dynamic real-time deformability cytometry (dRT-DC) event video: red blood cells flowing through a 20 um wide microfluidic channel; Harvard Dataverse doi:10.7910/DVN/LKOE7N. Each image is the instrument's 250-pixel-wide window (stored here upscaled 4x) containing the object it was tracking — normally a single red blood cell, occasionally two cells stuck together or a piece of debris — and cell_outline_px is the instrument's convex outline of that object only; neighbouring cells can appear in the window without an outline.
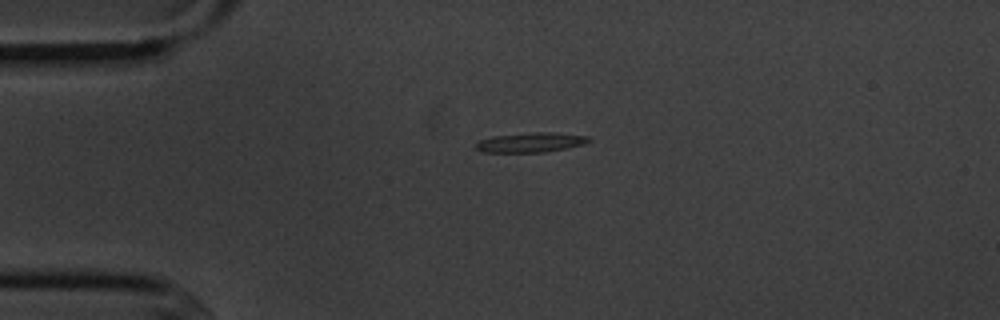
{"species": "common noctule bat (a hibernating species)", "species_latin": "Nyctalus noctula", "temperature_condition": "cold", "stored_images_in_passage": 2, "camera_frame_rate_fps": 3000, "um_per_image_px": 0.085, "animal": {"sex": "male", "body_mass_g": 20.1, "forearm_length_mm": 53.5}, "frame": {"image": 1, "passage_image": 1, "time_ms": 0.0, "image_size_px": [1000, 320], "cell_outline_px": [[592, 140], [584, 144], [568, 148], [544, 152], [484, 152], [476, 148], [476, 144], [480, 140], [492, 136], [536, 132], [552, 132], [588, 136]], "centroid_in_image_um": [45.15, 12.1], "position_along_channel_um": 39.9, "area_um2": 12.89}}